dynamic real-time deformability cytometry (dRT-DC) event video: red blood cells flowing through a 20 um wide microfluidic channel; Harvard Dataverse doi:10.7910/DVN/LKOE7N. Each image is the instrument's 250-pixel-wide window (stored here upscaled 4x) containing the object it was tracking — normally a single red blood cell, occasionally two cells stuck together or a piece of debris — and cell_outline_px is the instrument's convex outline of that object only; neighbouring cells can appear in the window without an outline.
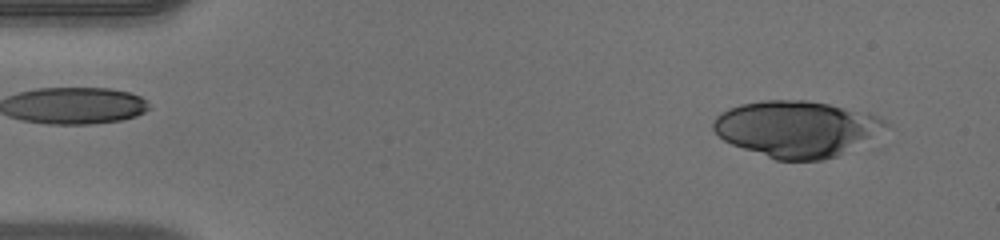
{"species": "human", "species_latin": "Homo sapiens", "temperature_condition": "warm", "stored_images_in_passage": 47, "camera_frame_rate_fps": 3000, "um_per_image_px": 0.085, "donor": {"sex": "male"}, "frame": {"image": 1, "passage_image": 3, "time_ms": 0.667, "image_size_px": [1000, 240], "cell_outline_px": [[888, 124], [836, 156], [824, 160], [776, 160], [732, 144], [724, 140], [712, 128], [712, 124], [716, 116], [720, 112], [728, 108], [740, 104], [764, 100], [808, 100], [868, 112], [884, 120]], "centroid_in_image_um": [67.59, 10.92], "position_along_channel_um": 17.4, "area_um2": 55.26}}